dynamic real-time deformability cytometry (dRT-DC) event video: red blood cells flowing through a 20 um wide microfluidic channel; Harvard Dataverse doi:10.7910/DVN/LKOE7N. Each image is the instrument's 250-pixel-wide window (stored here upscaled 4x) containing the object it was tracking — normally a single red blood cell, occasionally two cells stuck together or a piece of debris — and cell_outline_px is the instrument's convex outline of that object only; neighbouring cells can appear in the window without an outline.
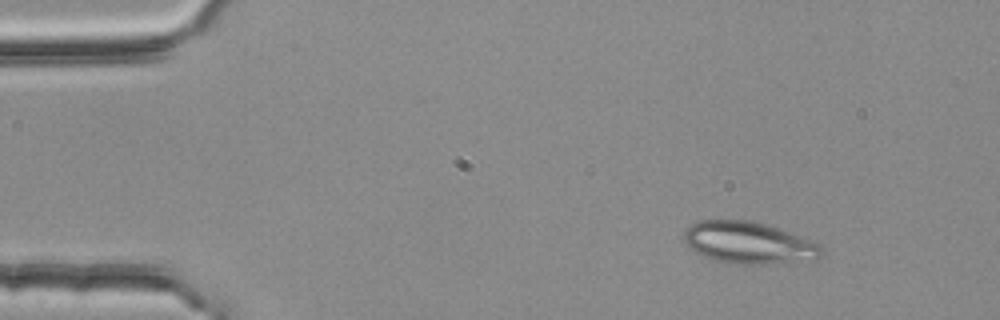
{"species": "common noctule bat (a hibernating species)", "species_latin": "Nyctalus noctula", "temperature_condition": "room temperature", "stored_images_in_passage": 3, "camera_frame_rate_fps": 3000, "um_per_image_px": 0.085, "animal": {"sex": "female", "body_mass_g": 25.1}, "frame": {"image": 1, "passage_image": 1, "time_ms": 0.0, "image_size_px": [1000, 320], "cell_outline_px": [[824, 256], [820, 260], [760, 264], [740, 264], [716, 260], [704, 256], [696, 252], [684, 240], [684, 232], [692, 224], [700, 220], [748, 220], [764, 224], [776, 228], [820, 244], [824, 252]], "centroid_in_image_um": [63.69, 20.65], "position_along_channel_um": 21.3, "area_um2": 33.23}}